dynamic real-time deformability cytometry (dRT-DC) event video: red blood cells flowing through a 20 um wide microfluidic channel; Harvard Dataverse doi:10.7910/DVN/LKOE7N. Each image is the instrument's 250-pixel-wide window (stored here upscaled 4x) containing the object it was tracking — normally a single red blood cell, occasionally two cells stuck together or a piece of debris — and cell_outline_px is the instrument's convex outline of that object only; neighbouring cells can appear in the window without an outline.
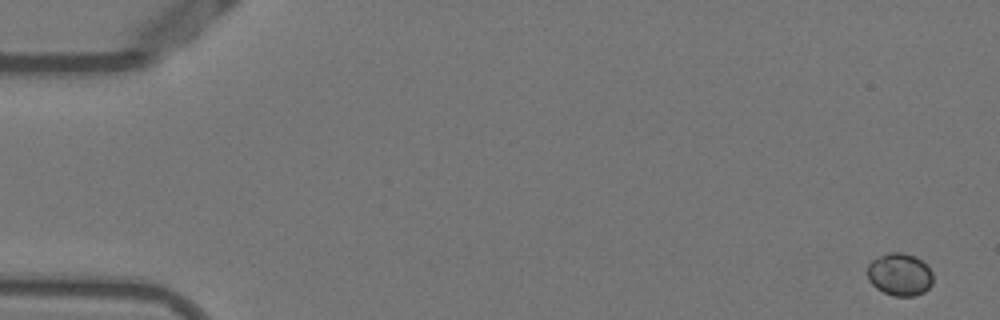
{"species": "Egyptian fruit bat (a non-hibernating species)", "species_latin": "Rousettus aegyptiacus", "temperature_condition": "warm", "stored_images_in_passage": 53, "camera_frame_rate_fps": 3000, "um_per_image_px": 0.085, "animal": {"sex": "female"}, "frame": {"image": 1, "passage_image": 1, "time_ms": 0.0, "image_size_px": [1000, 320], "cell_outline_px": [[932, 284], [924, 292], [916, 296], [892, 296], [876, 288], [868, 280], [868, 264], [872, 260], [888, 252], [904, 252], [916, 256], [932, 272]], "centroid_in_image_um": [76.47, 23.33], "position_along_channel_um": 8.5, "area_um2": 16.3}}
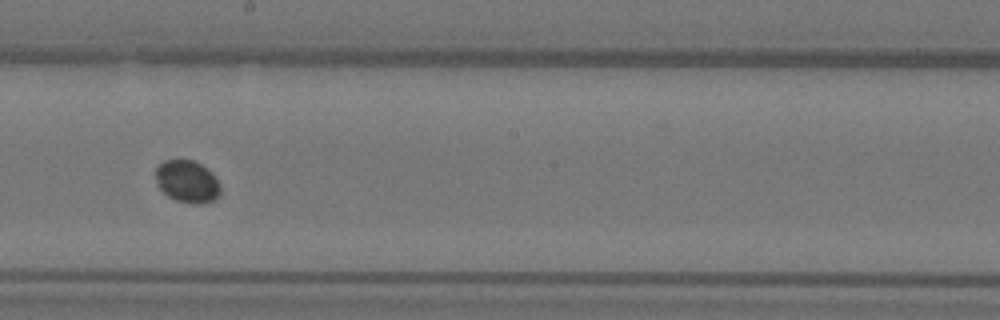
{"frame": {"image": 2, "passage_image": 30, "time_ms": 9.667, "image_size_px": [1000, 320], "cell_outline_px": [[220, 196], [216, 200], [200, 204], [192, 204], [176, 200], [168, 196], [156, 184], [156, 168], [164, 160], [192, 160], [200, 164], [212, 172], [220, 184]], "centroid_in_image_um": [15.94, 15.44], "position_along_channel_um": 232.3, "area_um2": 16.07}}
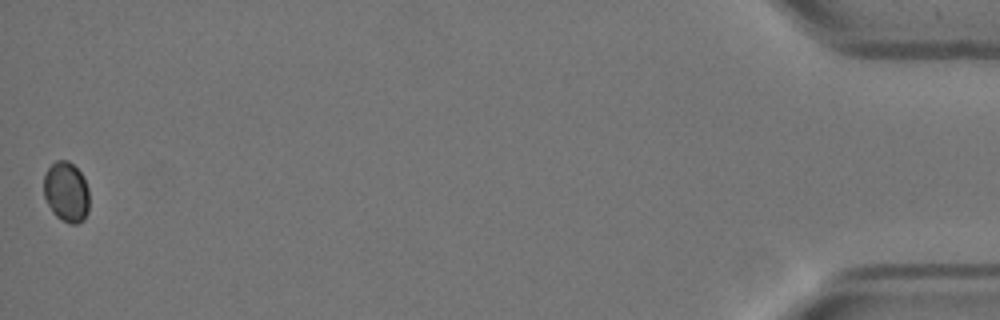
{"frame": {"image": 3, "passage_image": 53, "time_ms": 17.333, "image_size_px": [1000, 320], "cell_outline_px": [[88, 212], [84, 220], [76, 224], [72, 224], [60, 220], [52, 212], [44, 196], [44, 176], [48, 168], [56, 160], [68, 160], [84, 176], [88, 188]], "centroid_in_image_um": [5.64, 16.32], "position_along_channel_um": 429.6, "area_um2": 16.07}}